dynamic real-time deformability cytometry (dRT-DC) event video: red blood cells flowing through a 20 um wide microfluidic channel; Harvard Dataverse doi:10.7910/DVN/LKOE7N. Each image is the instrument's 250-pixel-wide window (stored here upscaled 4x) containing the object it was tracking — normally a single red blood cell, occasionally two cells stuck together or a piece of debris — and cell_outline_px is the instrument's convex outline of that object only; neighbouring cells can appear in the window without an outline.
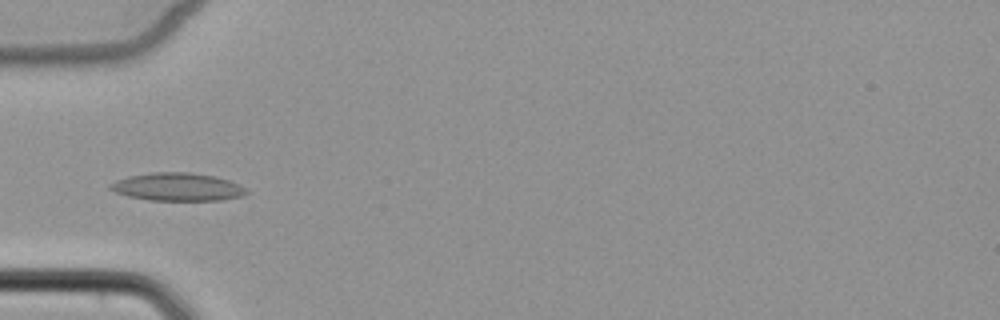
{"species": "common noctule bat (a hibernating species)", "species_latin": "Nyctalus noctula", "temperature_condition": "cold", "stored_images_in_passage": 6, "camera_frame_rate_fps": 3000, "um_per_image_px": 0.085, "animal": {"sex": "female", "body_mass_g": 22.7, "forearm_length_mm": 54.2}, "frame": {"image": 1, "passage_image": 5, "time_ms": 5.0, "image_size_px": [1000, 320], "cell_outline_px": [[248, 192], [244, 196], [220, 200], [148, 200], [128, 196], [116, 192], [108, 188], [108, 184], [116, 180], [128, 176], [152, 172], [188, 172], [212, 176], [228, 180], [244, 188]], "centroid_in_image_um": [15.03, 15.89], "position_along_channel_um": 70.0, "area_um2": 22.02}}
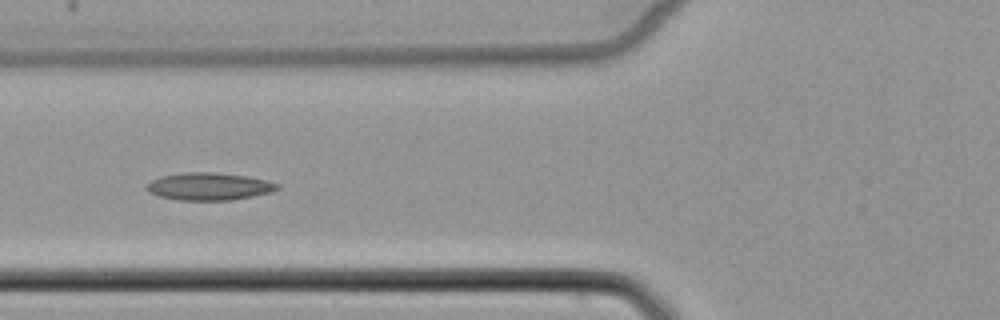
{"frame": {"image": 2, "passage_image": 6, "time_ms": 6.0, "image_size_px": [1000, 320], "cell_outline_px": [[280, 188], [272, 192], [232, 200], [176, 200], [160, 196], [148, 192], [144, 188], [144, 184], [160, 176], [184, 172], [216, 172], [248, 176], [280, 184]], "centroid_in_image_um": [17.73, 15.84], "position_along_channel_um": 108.1, "area_um2": 21.15}}